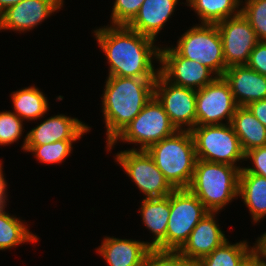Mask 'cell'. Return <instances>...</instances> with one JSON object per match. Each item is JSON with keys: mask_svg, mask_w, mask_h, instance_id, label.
I'll return each instance as SVG.
<instances>
[{"mask_svg": "<svg viewBox=\"0 0 266 266\" xmlns=\"http://www.w3.org/2000/svg\"><path fill=\"white\" fill-rule=\"evenodd\" d=\"M159 64V73L167 81L194 90L203 88L218 77L202 63L181 57L170 46L160 47Z\"/></svg>", "mask_w": 266, "mask_h": 266, "instance_id": "cell-12", "label": "cell"}, {"mask_svg": "<svg viewBox=\"0 0 266 266\" xmlns=\"http://www.w3.org/2000/svg\"><path fill=\"white\" fill-rule=\"evenodd\" d=\"M77 140H60L44 145H26L25 152H32L39 162L46 164L61 163L72 152L73 143Z\"/></svg>", "mask_w": 266, "mask_h": 266, "instance_id": "cell-27", "label": "cell"}, {"mask_svg": "<svg viewBox=\"0 0 266 266\" xmlns=\"http://www.w3.org/2000/svg\"><path fill=\"white\" fill-rule=\"evenodd\" d=\"M146 151L174 189L188 188L197 160L191 131L177 130Z\"/></svg>", "mask_w": 266, "mask_h": 266, "instance_id": "cell-4", "label": "cell"}, {"mask_svg": "<svg viewBox=\"0 0 266 266\" xmlns=\"http://www.w3.org/2000/svg\"><path fill=\"white\" fill-rule=\"evenodd\" d=\"M23 120L14 112L0 111V145H10L22 136Z\"/></svg>", "mask_w": 266, "mask_h": 266, "instance_id": "cell-29", "label": "cell"}, {"mask_svg": "<svg viewBox=\"0 0 266 266\" xmlns=\"http://www.w3.org/2000/svg\"><path fill=\"white\" fill-rule=\"evenodd\" d=\"M115 157L146 199L165 197L174 190L146 150L132 148L118 152Z\"/></svg>", "mask_w": 266, "mask_h": 266, "instance_id": "cell-9", "label": "cell"}, {"mask_svg": "<svg viewBox=\"0 0 266 266\" xmlns=\"http://www.w3.org/2000/svg\"><path fill=\"white\" fill-rule=\"evenodd\" d=\"M197 159L236 166L245 160L240 140L231 124L195 126L191 130Z\"/></svg>", "mask_w": 266, "mask_h": 266, "instance_id": "cell-7", "label": "cell"}, {"mask_svg": "<svg viewBox=\"0 0 266 266\" xmlns=\"http://www.w3.org/2000/svg\"><path fill=\"white\" fill-rule=\"evenodd\" d=\"M6 203V201H0V211L5 208Z\"/></svg>", "mask_w": 266, "mask_h": 266, "instance_id": "cell-39", "label": "cell"}, {"mask_svg": "<svg viewBox=\"0 0 266 266\" xmlns=\"http://www.w3.org/2000/svg\"><path fill=\"white\" fill-rule=\"evenodd\" d=\"M177 131L162 105L153 96L143 107L141 112L123 129V131L109 144L107 151H111L117 141L139 144L138 150H146L152 144L173 135Z\"/></svg>", "mask_w": 266, "mask_h": 266, "instance_id": "cell-5", "label": "cell"}, {"mask_svg": "<svg viewBox=\"0 0 266 266\" xmlns=\"http://www.w3.org/2000/svg\"><path fill=\"white\" fill-rule=\"evenodd\" d=\"M156 78L108 76L102 95L106 145L141 112L154 96Z\"/></svg>", "mask_w": 266, "mask_h": 266, "instance_id": "cell-2", "label": "cell"}, {"mask_svg": "<svg viewBox=\"0 0 266 266\" xmlns=\"http://www.w3.org/2000/svg\"><path fill=\"white\" fill-rule=\"evenodd\" d=\"M140 213L142 221L151 233L154 234L151 249L166 251V230L170 215V194L159 198H143Z\"/></svg>", "mask_w": 266, "mask_h": 266, "instance_id": "cell-20", "label": "cell"}, {"mask_svg": "<svg viewBox=\"0 0 266 266\" xmlns=\"http://www.w3.org/2000/svg\"><path fill=\"white\" fill-rule=\"evenodd\" d=\"M12 97L13 112L23 121H35L42 118L49 110L47 97L36 86L16 90Z\"/></svg>", "mask_w": 266, "mask_h": 266, "instance_id": "cell-24", "label": "cell"}, {"mask_svg": "<svg viewBox=\"0 0 266 266\" xmlns=\"http://www.w3.org/2000/svg\"><path fill=\"white\" fill-rule=\"evenodd\" d=\"M96 250L108 266H141L151 248L149 242L106 236Z\"/></svg>", "mask_w": 266, "mask_h": 266, "instance_id": "cell-18", "label": "cell"}, {"mask_svg": "<svg viewBox=\"0 0 266 266\" xmlns=\"http://www.w3.org/2000/svg\"><path fill=\"white\" fill-rule=\"evenodd\" d=\"M246 65L256 72L266 76V41H259L256 44L250 53V57Z\"/></svg>", "mask_w": 266, "mask_h": 266, "instance_id": "cell-33", "label": "cell"}, {"mask_svg": "<svg viewBox=\"0 0 266 266\" xmlns=\"http://www.w3.org/2000/svg\"><path fill=\"white\" fill-rule=\"evenodd\" d=\"M243 167L196 160L188 190L210 212H220L233 199H238L239 174Z\"/></svg>", "mask_w": 266, "mask_h": 266, "instance_id": "cell-3", "label": "cell"}, {"mask_svg": "<svg viewBox=\"0 0 266 266\" xmlns=\"http://www.w3.org/2000/svg\"><path fill=\"white\" fill-rule=\"evenodd\" d=\"M172 47L181 57L198 61L223 77L227 69L223 45L216 24H199L188 29Z\"/></svg>", "mask_w": 266, "mask_h": 266, "instance_id": "cell-6", "label": "cell"}, {"mask_svg": "<svg viewBox=\"0 0 266 266\" xmlns=\"http://www.w3.org/2000/svg\"><path fill=\"white\" fill-rule=\"evenodd\" d=\"M208 212L204 204L188 189H174L170 193L166 251H179Z\"/></svg>", "mask_w": 266, "mask_h": 266, "instance_id": "cell-8", "label": "cell"}, {"mask_svg": "<svg viewBox=\"0 0 266 266\" xmlns=\"http://www.w3.org/2000/svg\"><path fill=\"white\" fill-rule=\"evenodd\" d=\"M230 124L240 140L244 153L266 146V127L246 106L236 108Z\"/></svg>", "mask_w": 266, "mask_h": 266, "instance_id": "cell-21", "label": "cell"}, {"mask_svg": "<svg viewBox=\"0 0 266 266\" xmlns=\"http://www.w3.org/2000/svg\"><path fill=\"white\" fill-rule=\"evenodd\" d=\"M201 24H217L241 13V0H186Z\"/></svg>", "mask_w": 266, "mask_h": 266, "instance_id": "cell-25", "label": "cell"}, {"mask_svg": "<svg viewBox=\"0 0 266 266\" xmlns=\"http://www.w3.org/2000/svg\"><path fill=\"white\" fill-rule=\"evenodd\" d=\"M246 107L266 127V98L251 102Z\"/></svg>", "mask_w": 266, "mask_h": 266, "instance_id": "cell-34", "label": "cell"}, {"mask_svg": "<svg viewBox=\"0 0 266 266\" xmlns=\"http://www.w3.org/2000/svg\"><path fill=\"white\" fill-rule=\"evenodd\" d=\"M216 214L218 212L210 211L205 214L190 233L187 242L179 250L193 265L227 240L224 232L216 223Z\"/></svg>", "mask_w": 266, "mask_h": 266, "instance_id": "cell-16", "label": "cell"}, {"mask_svg": "<svg viewBox=\"0 0 266 266\" xmlns=\"http://www.w3.org/2000/svg\"><path fill=\"white\" fill-rule=\"evenodd\" d=\"M252 266H266V261L256 252L252 256Z\"/></svg>", "mask_w": 266, "mask_h": 266, "instance_id": "cell-38", "label": "cell"}, {"mask_svg": "<svg viewBox=\"0 0 266 266\" xmlns=\"http://www.w3.org/2000/svg\"><path fill=\"white\" fill-rule=\"evenodd\" d=\"M245 161H252V167H243L240 172H249L266 177V146L249 150L245 153Z\"/></svg>", "mask_w": 266, "mask_h": 266, "instance_id": "cell-32", "label": "cell"}, {"mask_svg": "<svg viewBox=\"0 0 266 266\" xmlns=\"http://www.w3.org/2000/svg\"><path fill=\"white\" fill-rule=\"evenodd\" d=\"M2 161L0 160V201H7L8 197L6 196V187H7V182L4 177V173L2 171Z\"/></svg>", "mask_w": 266, "mask_h": 266, "instance_id": "cell-36", "label": "cell"}, {"mask_svg": "<svg viewBox=\"0 0 266 266\" xmlns=\"http://www.w3.org/2000/svg\"><path fill=\"white\" fill-rule=\"evenodd\" d=\"M223 45L226 67L246 65L250 53L260 41L242 13L216 24Z\"/></svg>", "mask_w": 266, "mask_h": 266, "instance_id": "cell-13", "label": "cell"}, {"mask_svg": "<svg viewBox=\"0 0 266 266\" xmlns=\"http://www.w3.org/2000/svg\"><path fill=\"white\" fill-rule=\"evenodd\" d=\"M255 253L256 243L251 247L246 241L230 244L227 239L194 266H242Z\"/></svg>", "mask_w": 266, "mask_h": 266, "instance_id": "cell-23", "label": "cell"}, {"mask_svg": "<svg viewBox=\"0 0 266 266\" xmlns=\"http://www.w3.org/2000/svg\"><path fill=\"white\" fill-rule=\"evenodd\" d=\"M242 266H252V257Z\"/></svg>", "mask_w": 266, "mask_h": 266, "instance_id": "cell-40", "label": "cell"}, {"mask_svg": "<svg viewBox=\"0 0 266 266\" xmlns=\"http://www.w3.org/2000/svg\"><path fill=\"white\" fill-rule=\"evenodd\" d=\"M37 235L28 230L25 222L9 215L5 208L0 211V250H7L25 242L36 243Z\"/></svg>", "mask_w": 266, "mask_h": 266, "instance_id": "cell-26", "label": "cell"}, {"mask_svg": "<svg viewBox=\"0 0 266 266\" xmlns=\"http://www.w3.org/2000/svg\"><path fill=\"white\" fill-rule=\"evenodd\" d=\"M63 0H23L0 14V30L30 31L63 7Z\"/></svg>", "mask_w": 266, "mask_h": 266, "instance_id": "cell-14", "label": "cell"}, {"mask_svg": "<svg viewBox=\"0 0 266 266\" xmlns=\"http://www.w3.org/2000/svg\"><path fill=\"white\" fill-rule=\"evenodd\" d=\"M87 132H90V127L78 118H71L64 114L54 115L45 119L24 136L22 150L25 149L26 145H44L60 140H78Z\"/></svg>", "mask_w": 266, "mask_h": 266, "instance_id": "cell-15", "label": "cell"}, {"mask_svg": "<svg viewBox=\"0 0 266 266\" xmlns=\"http://www.w3.org/2000/svg\"><path fill=\"white\" fill-rule=\"evenodd\" d=\"M238 196L249 209L254 223L266 216V177L240 172Z\"/></svg>", "mask_w": 266, "mask_h": 266, "instance_id": "cell-22", "label": "cell"}, {"mask_svg": "<svg viewBox=\"0 0 266 266\" xmlns=\"http://www.w3.org/2000/svg\"><path fill=\"white\" fill-rule=\"evenodd\" d=\"M23 0H0V14L3 13L7 8L22 2Z\"/></svg>", "mask_w": 266, "mask_h": 266, "instance_id": "cell-37", "label": "cell"}, {"mask_svg": "<svg viewBox=\"0 0 266 266\" xmlns=\"http://www.w3.org/2000/svg\"><path fill=\"white\" fill-rule=\"evenodd\" d=\"M145 0H115L110 25H127L138 13Z\"/></svg>", "mask_w": 266, "mask_h": 266, "instance_id": "cell-31", "label": "cell"}, {"mask_svg": "<svg viewBox=\"0 0 266 266\" xmlns=\"http://www.w3.org/2000/svg\"><path fill=\"white\" fill-rule=\"evenodd\" d=\"M242 15L248 20L260 41H266V0H243Z\"/></svg>", "mask_w": 266, "mask_h": 266, "instance_id": "cell-28", "label": "cell"}, {"mask_svg": "<svg viewBox=\"0 0 266 266\" xmlns=\"http://www.w3.org/2000/svg\"><path fill=\"white\" fill-rule=\"evenodd\" d=\"M154 97L177 130L191 131L196 126V90L175 85L159 73L154 84Z\"/></svg>", "mask_w": 266, "mask_h": 266, "instance_id": "cell-11", "label": "cell"}, {"mask_svg": "<svg viewBox=\"0 0 266 266\" xmlns=\"http://www.w3.org/2000/svg\"><path fill=\"white\" fill-rule=\"evenodd\" d=\"M228 82L234 100L238 106L266 98V76L247 65L228 67L223 75Z\"/></svg>", "mask_w": 266, "mask_h": 266, "instance_id": "cell-17", "label": "cell"}, {"mask_svg": "<svg viewBox=\"0 0 266 266\" xmlns=\"http://www.w3.org/2000/svg\"><path fill=\"white\" fill-rule=\"evenodd\" d=\"M256 252L266 261V233L257 238Z\"/></svg>", "mask_w": 266, "mask_h": 266, "instance_id": "cell-35", "label": "cell"}, {"mask_svg": "<svg viewBox=\"0 0 266 266\" xmlns=\"http://www.w3.org/2000/svg\"><path fill=\"white\" fill-rule=\"evenodd\" d=\"M93 33L108 60V76L158 77L159 69H154L152 64L153 60L159 61L160 58V47L154 44L156 40L126 25H107Z\"/></svg>", "mask_w": 266, "mask_h": 266, "instance_id": "cell-1", "label": "cell"}, {"mask_svg": "<svg viewBox=\"0 0 266 266\" xmlns=\"http://www.w3.org/2000/svg\"><path fill=\"white\" fill-rule=\"evenodd\" d=\"M177 4L178 0H145L126 26L155 40L175 12Z\"/></svg>", "mask_w": 266, "mask_h": 266, "instance_id": "cell-19", "label": "cell"}, {"mask_svg": "<svg viewBox=\"0 0 266 266\" xmlns=\"http://www.w3.org/2000/svg\"><path fill=\"white\" fill-rule=\"evenodd\" d=\"M236 104L230 85L224 77L196 90V126L231 123Z\"/></svg>", "mask_w": 266, "mask_h": 266, "instance_id": "cell-10", "label": "cell"}, {"mask_svg": "<svg viewBox=\"0 0 266 266\" xmlns=\"http://www.w3.org/2000/svg\"><path fill=\"white\" fill-rule=\"evenodd\" d=\"M141 266H194L179 251L151 249Z\"/></svg>", "mask_w": 266, "mask_h": 266, "instance_id": "cell-30", "label": "cell"}]
</instances>
